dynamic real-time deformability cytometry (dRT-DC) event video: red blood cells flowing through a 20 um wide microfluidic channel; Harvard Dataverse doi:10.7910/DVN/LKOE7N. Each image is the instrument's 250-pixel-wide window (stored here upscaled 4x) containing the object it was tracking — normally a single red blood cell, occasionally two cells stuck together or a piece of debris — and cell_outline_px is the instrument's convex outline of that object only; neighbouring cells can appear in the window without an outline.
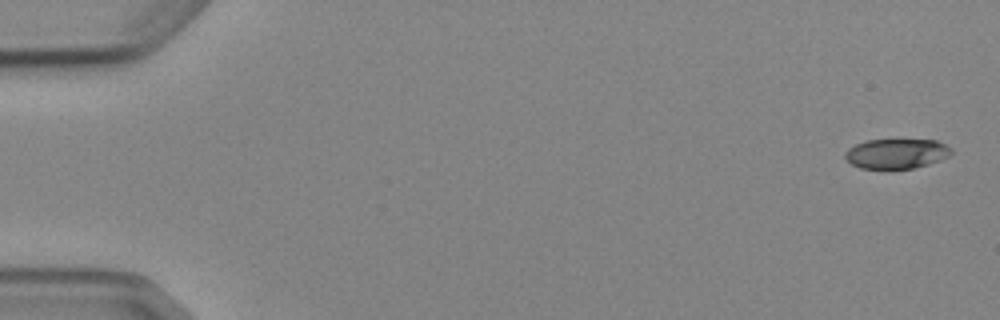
{"species": "Egyptian fruit bat (a non-hibernating species)", "species_latin": "Rousettus aegyptiacus", "temperature_condition": "cold", "stored_images_in_passage": 4, "camera_frame_rate_fps": 3000, "um_per_image_px": 0.085, "animal": {"sex": "female"}, "frame": {"image": 1, "passage_image": 1, "time_ms": 0.0, "image_size_px": [1000, 320], "cell_outline_px": [[952, 152], [948, 156], [940, 160], [928, 164], [912, 168], [860, 168], [852, 164], [844, 156], [844, 152], [848, 148], [856, 144], [868, 140], [936, 140], [952, 148]], "centroid_in_image_um": [76.2, 13.05], "position_along_channel_um": 8.8, "area_um2": 18.26}}
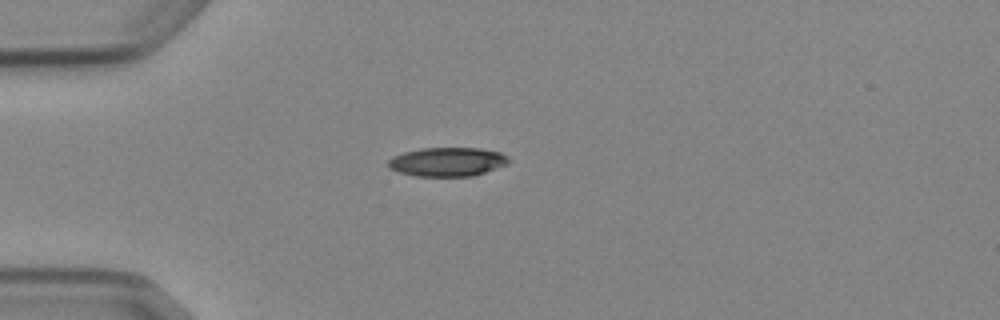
{"frame": {"image": 2, "passage_image": 4, "time_ms": 4.333, "image_size_px": [1000, 320], "cell_outline_px": [[512, 160], [508, 164], [472, 176], [416, 176], [400, 172], [388, 168], [388, 160], [392, 156], [404, 152], [420, 148], [480, 148], [500, 152], [508, 156]], "centroid_in_image_um": [38.04, 13.75], "position_along_channel_um": 47.0, "area_um2": 20.4}}